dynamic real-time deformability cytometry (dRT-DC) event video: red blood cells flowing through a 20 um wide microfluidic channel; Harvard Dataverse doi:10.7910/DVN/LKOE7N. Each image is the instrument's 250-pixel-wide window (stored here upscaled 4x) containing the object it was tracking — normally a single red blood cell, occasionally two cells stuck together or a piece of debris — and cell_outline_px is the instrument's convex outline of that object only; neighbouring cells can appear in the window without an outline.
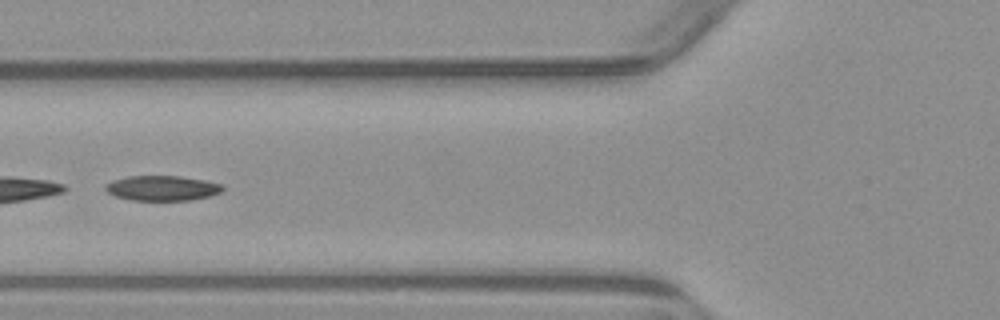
{"species": "common noctule bat (a hibernating species)", "species_latin": "Nyctalus noctula", "temperature_condition": "warm", "stored_images_in_passage": 8, "camera_frame_rate_fps": 3000, "um_per_image_px": 0.085, "animal": {"sex": "male", "body_mass_g": 23.1, "forearm_length_mm": 52.7}, "frame": {"image": 1, "passage_image": 5, "time_ms": 5.0, "image_size_px": [1000, 320], "cell_outline_px": [[224, 188], [220, 192], [212, 196], [192, 200], [132, 200], [116, 196], [108, 192], [104, 188], [104, 184], [112, 180], [128, 176], [180, 176], [204, 180], [224, 184]], "centroid_in_image_um": [13.81, 15.99], "position_along_channel_um": 112.0, "area_um2": 17.22}}
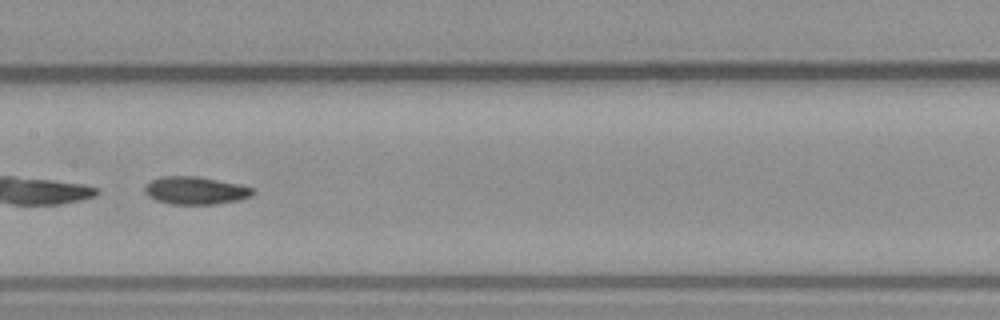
{"frame": {"image": 2, "passage_image": 7, "time_ms": 7.0, "image_size_px": [1000, 320], "cell_outline_px": [[256, 192], [252, 196], [240, 200], [216, 204], [172, 204], [156, 200], [148, 196], [144, 192], [144, 188], [152, 180], [164, 176], [196, 176], [240, 184], [252, 188]], "centroid_in_image_um": [16.65, 16.2], "position_along_channel_um": 190.8, "area_um2": 17.46}}
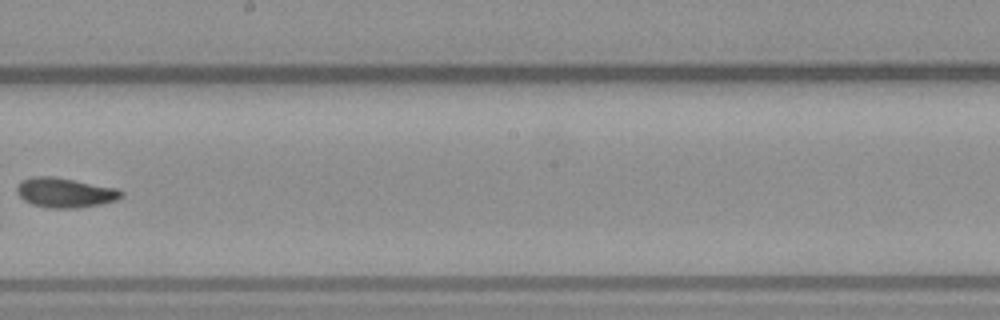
{"frame": {"image": 3, "passage_image": 8, "time_ms": 8.333, "image_size_px": [1000, 320], "cell_outline_px": [[124, 196], [116, 200], [100, 204], [76, 208], [48, 208], [32, 204], [24, 200], [16, 192], [16, 188], [24, 180], [32, 176], [52, 176], [116, 188], [124, 192]], "centroid_in_image_um": [5.54, 16.38], "position_along_channel_um": 242.7, "area_um2": 17.92}}